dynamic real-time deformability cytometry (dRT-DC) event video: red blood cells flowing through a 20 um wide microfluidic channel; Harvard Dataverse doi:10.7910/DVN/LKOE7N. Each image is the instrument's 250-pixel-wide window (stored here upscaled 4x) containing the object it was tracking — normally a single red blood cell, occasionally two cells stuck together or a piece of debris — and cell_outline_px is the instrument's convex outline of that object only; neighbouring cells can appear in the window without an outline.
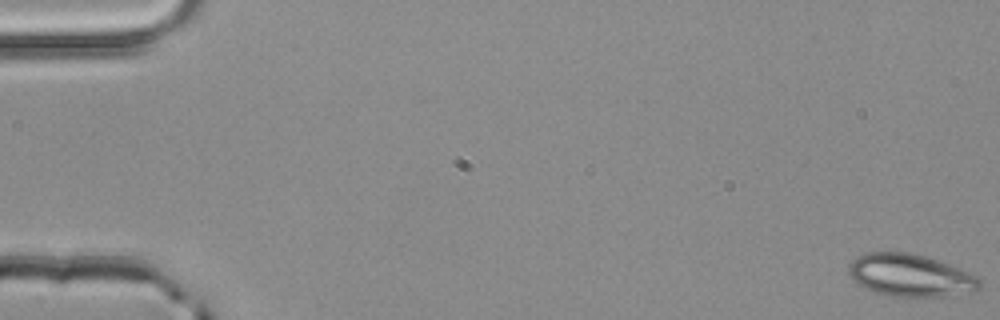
{"species": "common noctule bat (a hibernating species)", "species_latin": "Nyctalus noctula", "temperature_condition": "room temperature", "stored_images_in_passage": 53, "camera_frame_rate_fps": 3000, "um_per_image_px": 0.085, "animal": {"sex": "male", "body_mass_g": 20.4}, "frame": {"image": 1, "passage_image": 1, "time_ms": 0.0, "image_size_px": [1000, 320], "cell_outline_px": [[980, 288], [976, 292], [944, 296], [892, 296], [876, 292], [852, 280], [848, 272], [848, 264], [856, 256], [864, 252], [912, 252], [928, 256], [948, 264], [976, 276], [980, 280]], "centroid_in_image_um": [77.36, 23.38], "position_along_channel_um": 7.6, "area_um2": 32.43}}
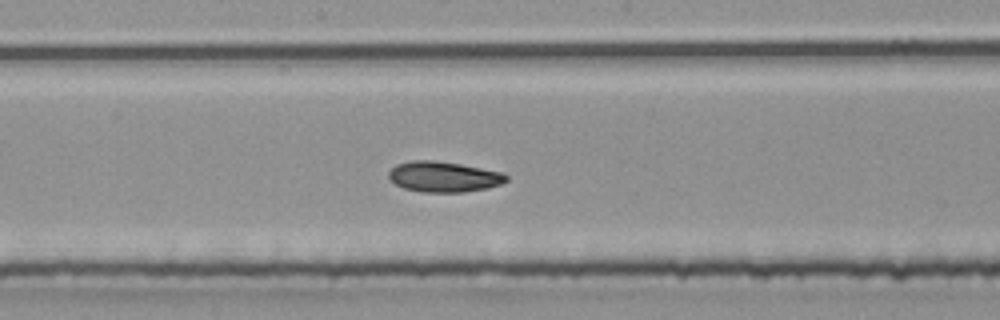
{"frame": {"image": 2, "passage_image": 29, "time_ms": 9.333, "image_size_px": [1000, 320], "cell_outline_px": [[508, 180], [500, 184], [488, 188], [464, 192], [424, 192], [404, 188], [396, 184], [388, 176], [388, 172], [396, 164], [412, 160], [436, 160], [460, 164], [500, 172], [508, 176]], "centroid_in_image_um": [37.7, 15.02], "position_along_channel_um": 210.5, "area_um2": 20.81}}
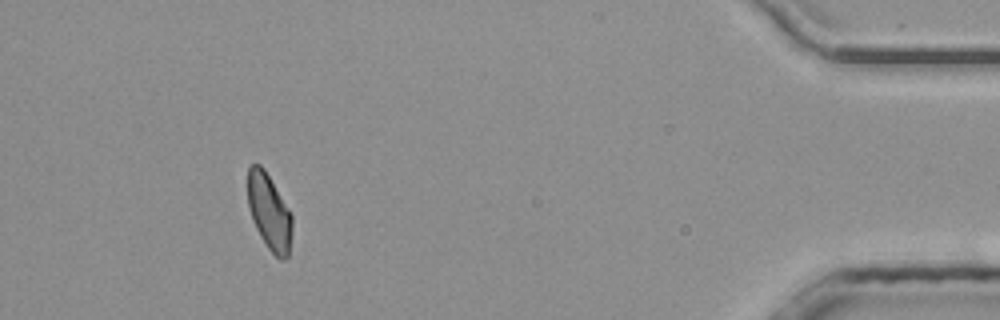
{"frame": {"image": 3, "passage_image": 49, "time_ms": 16.0, "image_size_px": [1000, 320], "cell_outline_px": [[292, 232], [288, 256], [284, 260], [280, 260], [268, 248], [260, 236], [252, 220], [248, 208], [248, 168], [252, 164], [260, 164], [264, 168], [288, 208], [292, 216]], "centroid_in_image_um": [22.88, 18.03], "position_along_channel_um": 412.3, "area_um2": 19.59}, "authors_computed_cell_mechanics": {"area_um2": 20.9236, "velocity_mm_per_s": 4.0047, "shape_relaxation_time_tau1_ms": 6.1745, "shape_relaxation_time_tau2_ms": 4.8643, "deformation_change_tau1": 0.1336, "deformation_change_tau2": 0.0907}}